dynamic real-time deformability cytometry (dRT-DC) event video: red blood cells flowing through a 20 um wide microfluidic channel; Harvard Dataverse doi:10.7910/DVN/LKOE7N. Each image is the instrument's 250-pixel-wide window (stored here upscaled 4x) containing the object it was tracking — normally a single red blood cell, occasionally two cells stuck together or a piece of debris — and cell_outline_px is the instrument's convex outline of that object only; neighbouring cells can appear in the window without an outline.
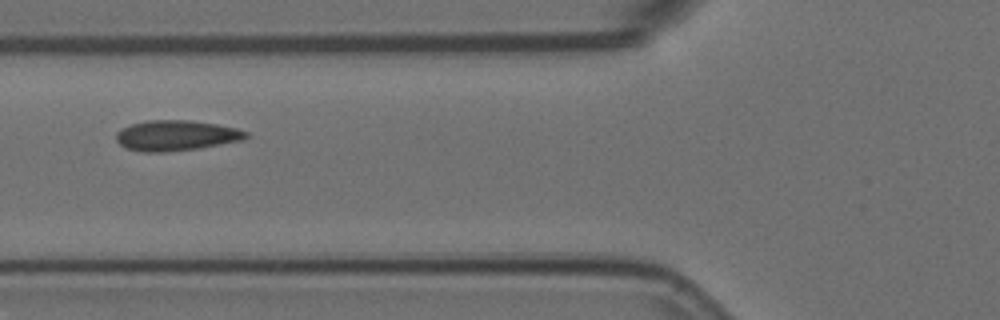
{"species": "Egyptian fruit bat (a non-hibernating species)", "species_latin": "Rousettus aegyptiacus", "temperature_condition": "room temperature", "stored_images_in_passage": 6, "camera_frame_rate_fps": 3000, "um_per_image_px": 0.085, "animal": {"sex": "female"}, "frame": {"image": 1, "passage_image": 4, "time_ms": 1.0, "image_size_px": [1000, 320], "cell_outline_px": [[248, 136], [244, 140], [196, 148], [164, 152], [144, 152], [128, 148], [120, 144], [116, 140], [116, 132], [132, 124], [148, 120], [192, 120], [216, 124], [236, 128], [248, 132]], "centroid_in_image_um": [14.99, 11.51], "position_along_channel_um": 110.8, "area_um2": 22.77}}
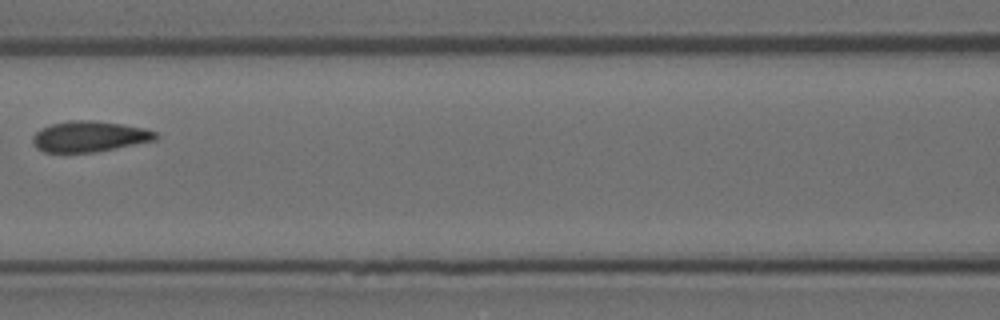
{"frame": {"image": 2, "passage_image": 5, "time_ms": 1.333, "image_size_px": [1000, 320], "cell_outline_px": [[160, 136], [156, 140], [96, 152], [44, 152], [36, 148], [32, 144], [32, 136], [36, 132], [52, 124], [68, 120], [92, 120], [120, 124], [144, 128], [156, 132]], "centroid_in_image_um": [7.6, 11.6], "position_along_channel_um": 159.0, "area_um2": 22.02}}